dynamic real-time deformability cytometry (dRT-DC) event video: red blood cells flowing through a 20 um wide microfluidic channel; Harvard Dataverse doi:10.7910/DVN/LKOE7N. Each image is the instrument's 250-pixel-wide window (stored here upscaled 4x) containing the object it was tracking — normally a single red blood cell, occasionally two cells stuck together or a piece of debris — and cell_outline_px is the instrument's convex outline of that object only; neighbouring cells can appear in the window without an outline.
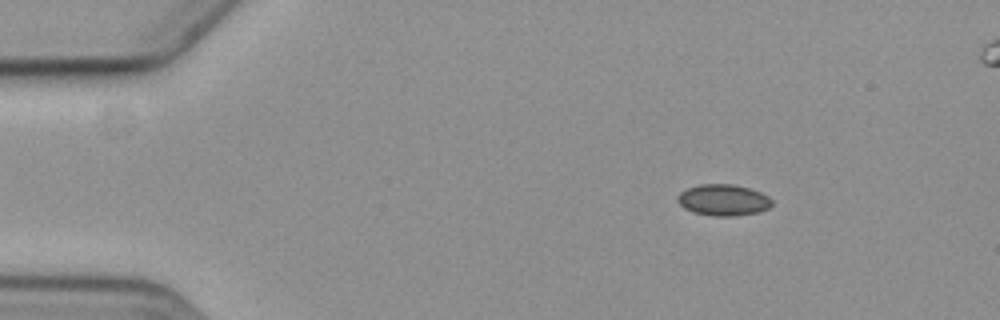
{"species": "common noctule bat (a hibernating species)", "species_latin": "Nyctalus noctula", "temperature_condition": "cold", "stored_images_in_passage": 2, "camera_frame_rate_fps": 3000, "um_per_image_px": 0.085, "animal": {"sex": "female", "body_mass_g": 19.3, "forearm_length_mm": 54.1}, "frame": {"image": 1, "passage_image": 2, "time_ms": 1.333, "image_size_px": [1000, 320], "cell_outline_px": [[772, 204], [768, 208], [760, 212], [732, 216], [716, 216], [692, 212], [684, 208], [676, 200], [676, 196], [680, 192], [688, 188], [700, 184], [732, 184], [748, 188], [760, 192], [768, 196], [772, 200]], "centroid_in_image_um": [61.46, 17.0], "position_along_channel_um": 23.5, "area_um2": 17.22}}